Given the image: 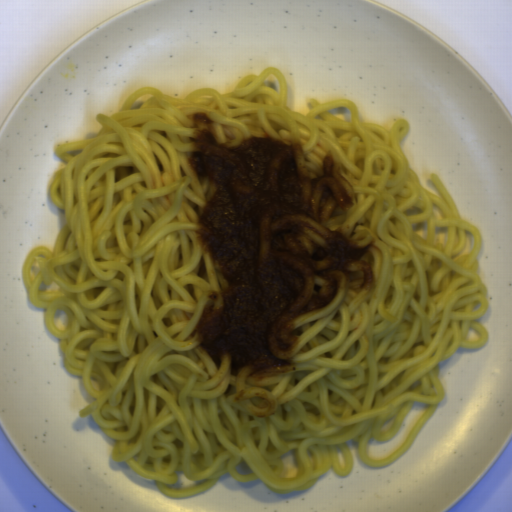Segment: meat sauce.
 I'll return each mask as SVG.
<instances>
[{"instance_id": "2", "label": "meat sauce", "mask_w": 512, "mask_h": 512, "mask_svg": "<svg viewBox=\"0 0 512 512\" xmlns=\"http://www.w3.org/2000/svg\"><path fill=\"white\" fill-rule=\"evenodd\" d=\"M255 397V412L257 418L269 417L275 414L276 409L272 400L264 394L256 392Z\"/></svg>"}, {"instance_id": "3", "label": "meat sauce", "mask_w": 512, "mask_h": 512, "mask_svg": "<svg viewBox=\"0 0 512 512\" xmlns=\"http://www.w3.org/2000/svg\"><path fill=\"white\" fill-rule=\"evenodd\" d=\"M247 392L245 390H240L234 400V402H242L246 398Z\"/></svg>"}, {"instance_id": "4", "label": "meat sauce", "mask_w": 512, "mask_h": 512, "mask_svg": "<svg viewBox=\"0 0 512 512\" xmlns=\"http://www.w3.org/2000/svg\"><path fill=\"white\" fill-rule=\"evenodd\" d=\"M280 408H281V412H282L283 419H284V420H287V418H288V412H287V410H286V408H285L284 403H283V404H281Z\"/></svg>"}, {"instance_id": "1", "label": "meat sauce", "mask_w": 512, "mask_h": 512, "mask_svg": "<svg viewBox=\"0 0 512 512\" xmlns=\"http://www.w3.org/2000/svg\"><path fill=\"white\" fill-rule=\"evenodd\" d=\"M189 168L211 183L196 237L219 273L196 324V342L231 374L262 381L294 371V323L343 291L376 283L380 249L328 219L354 206V186L333 155L310 169L301 145L264 134L220 142L195 111Z\"/></svg>"}]
</instances>
